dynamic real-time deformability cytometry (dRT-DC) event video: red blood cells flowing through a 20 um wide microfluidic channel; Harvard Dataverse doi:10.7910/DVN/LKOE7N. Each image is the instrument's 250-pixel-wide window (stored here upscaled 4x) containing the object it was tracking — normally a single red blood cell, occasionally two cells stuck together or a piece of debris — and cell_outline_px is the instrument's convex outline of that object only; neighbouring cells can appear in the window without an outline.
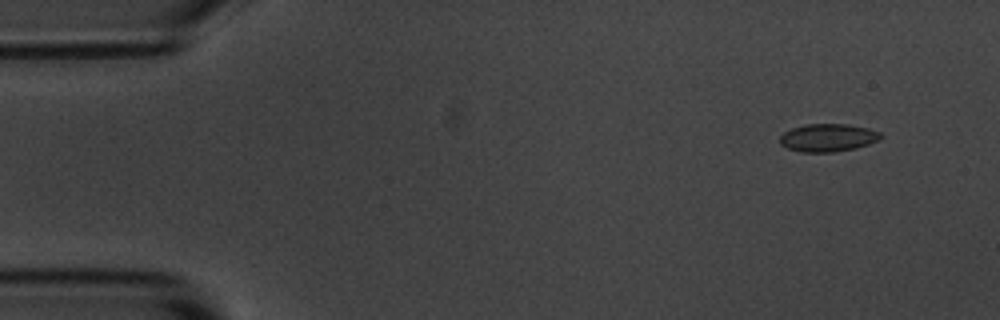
{"species": "common noctule bat (a hibernating species)", "species_latin": "Nyctalus noctula", "temperature_condition": "room temperature", "stored_images_in_passage": 5, "camera_frame_rate_fps": 3000, "um_per_image_px": 0.085, "animal": {"sex": "male", "body_mass_g": 20.1, "forearm_length_mm": 53.5}, "frame": {"image": 1, "passage_image": 2, "time_ms": 1.333, "image_size_px": [1000, 320], "cell_outline_px": [[880, 140], [856, 148], [836, 152], [800, 152], [788, 148], [780, 144], [780, 136], [784, 132], [792, 128], [804, 124], [848, 124], [868, 128], [880, 132]], "centroid_in_image_um": [70.36, 11.7], "position_along_channel_um": 14.6, "area_um2": 16.42}}